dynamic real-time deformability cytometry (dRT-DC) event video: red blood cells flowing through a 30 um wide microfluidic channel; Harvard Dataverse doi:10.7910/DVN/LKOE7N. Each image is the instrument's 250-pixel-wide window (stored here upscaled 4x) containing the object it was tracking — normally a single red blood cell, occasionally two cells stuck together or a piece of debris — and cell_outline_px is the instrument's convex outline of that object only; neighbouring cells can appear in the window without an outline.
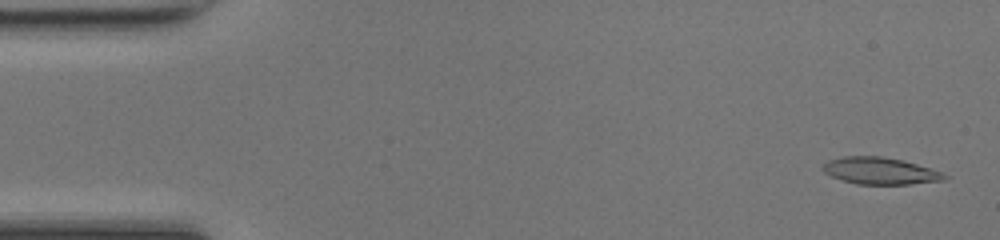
{"species": "common noctule bat (a hibernating species)", "species_latin": "Nyctalus noctula", "temperature_condition": "room temperature", "stored_images_in_passage": 48, "camera_frame_rate_fps": 3000, "um_per_image_px": 0.085, "animal": {"sex": "female", "body_mass_g": 17.0, "forearm_length_mm": 48.0}, "frame": {"image": 1, "passage_image": 2, "time_ms": 0.333, "image_size_px": [1000, 240], "cell_outline_px": [[948, 176], [944, 180], [908, 184], [856, 184], [832, 176], [824, 172], [820, 168], [828, 160], [844, 156], [880, 156], [904, 160], [940, 172]], "centroid_in_image_um": [74.77, 14.52], "position_along_channel_um": 10.2, "area_um2": 18.84}}
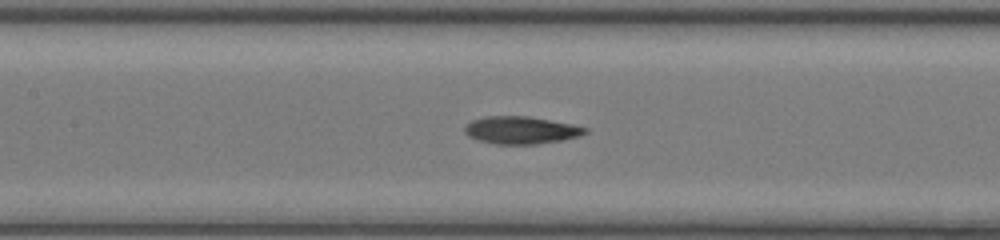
{"frame": {"image": 2, "passage_image": 22, "time_ms": 7.0, "image_size_px": [1000, 240], "cell_outline_px": [[588, 132], [580, 136], [564, 140], [536, 144], [496, 144], [480, 140], [468, 136], [464, 132], [464, 124], [472, 120], [488, 116], [528, 116], [572, 124], [588, 128]], "centroid_in_image_um": [44.29, 11.06], "position_along_channel_um": 163.1, "area_um2": 19.36}}
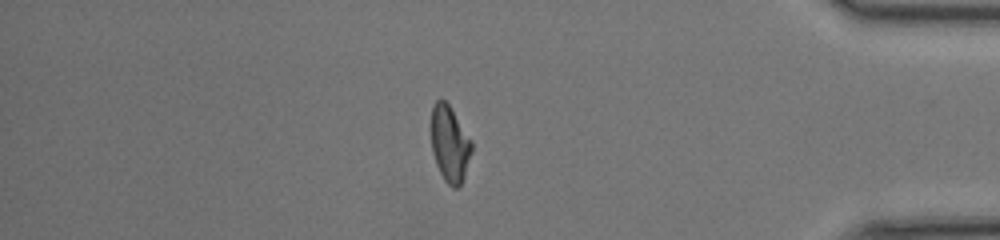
{"frame": {"image": 3, "passage_image": 41, "time_ms": 13.333, "image_size_px": [1000, 240], "cell_outline_px": [[472, 152], [464, 176], [460, 184], [456, 188], [452, 188], [444, 180], [436, 164], [432, 152], [432, 104], [436, 100], [444, 100], [448, 104], [472, 140]], "centroid_in_image_um": [38.23, 12.24], "position_along_channel_um": 397.0, "area_um2": 17.8}, "authors_computed_cell_mechanics": {"area_um2": 19.0451, "velocity_mm_per_s": 4.2839, "shape_relaxation_time_tau1_ms": 6.0245, "shape_relaxation_time_tau2_ms": 3.5637, "deformation_change_tau1": 0.2103, "deformation_change_tau2": 0.1187}}